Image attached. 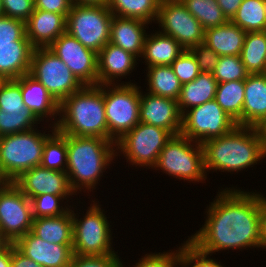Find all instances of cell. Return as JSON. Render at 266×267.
Masks as SVG:
<instances>
[{
	"mask_svg": "<svg viewBox=\"0 0 266 267\" xmlns=\"http://www.w3.org/2000/svg\"><path fill=\"white\" fill-rule=\"evenodd\" d=\"M76 5H104L107 6L108 0H72Z\"/></svg>",
	"mask_w": 266,
	"mask_h": 267,
	"instance_id": "52",
	"label": "cell"
},
{
	"mask_svg": "<svg viewBox=\"0 0 266 267\" xmlns=\"http://www.w3.org/2000/svg\"><path fill=\"white\" fill-rule=\"evenodd\" d=\"M197 60L200 73H212L216 68L219 55L204 42L190 49Z\"/></svg>",
	"mask_w": 266,
	"mask_h": 267,
	"instance_id": "44",
	"label": "cell"
},
{
	"mask_svg": "<svg viewBox=\"0 0 266 267\" xmlns=\"http://www.w3.org/2000/svg\"><path fill=\"white\" fill-rule=\"evenodd\" d=\"M108 9L113 16L137 18L148 23L157 21L160 2L158 0H108Z\"/></svg>",
	"mask_w": 266,
	"mask_h": 267,
	"instance_id": "33",
	"label": "cell"
},
{
	"mask_svg": "<svg viewBox=\"0 0 266 267\" xmlns=\"http://www.w3.org/2000/svg\"><path fill=\"white\" fill-rule=\"evenodd\" d=\"M35 115L24 105L21 77L0 80V133L15 134L34 129L38 123Z\"/></svg>",
	"mask_w": 266,
	"mask_h": 267,
	"instance_id": "15",
	"label": "cell"
},
{
	"mask_svg": "<svg viewBox=\"0 0 266 267\" xmlns=\"http://www.w3.org/2000/svg\"><path fill=\"white\" fill-rule=\"evenodd\" d=\"M0 267H11V243L0 251Z\"/></svg>",
	"mask_w": 266,
	"mask_h": 267,
	"instance_id": "50",
	"label": "cell"
},
{
	"mask_svg": "<svg viewBox=\"0 0 266 267\" xmlns=\"http://www.w3.org/2000/svg\"><path fill=\"white\" fill-rule=\"evenodd\" d=\"M209 253L201 251L189 239L181 245L180 267H224L215 259L209 258ZM193 264V265H192Z\"/></svg>",
	"mask_w": 266,
	"mask_h": 267,
	"instance_id": "39",
	"label": "cell"
},
{
	"mask_svg": "<svg viewBox=\"0 0 266 267\" xmlns=\"http://www.w3.org/2000/svg\"><path fill=\"white\" fill-rule=\"evenodd\" d=\"M148 24V22L137 18L113 16L110 24L109 43L121 47L140 58L147 36L145 26Z\"/></svg>",
	"mask_w": 266,
	"mask_h": 267,
	"instance_id": "23",
	"label": "cell"
},
{
	"mask_svg": "<svg viewBox=\"0 0 266 267\" xmlns=\"http://www.w3.org/2000/svg\"><path fill=\"white\" fill-rule=\"evenodd\" d=\"M244 93L242 126L255 127L266 117V73L249 74Z\"/></svg>",
	"mask_w": 266,
	"mask_h": 267,
	"instance_id": "24",
	"label": "cell"
},
{
	"mask_svg": "<svg viewBox=\"0 0 266 267\" xmlns=\"http://www.w3.org/2000/svg\"><path fill=\"white\" fill-rule=\"evenodd\" d=\"M170 251L169 253L146 254L133 267H179L181 264V247L176 251Z\"/></svg>",
	"mask_w": 266,
	"mask_h": 267,
	"instance_id": "42",
	"label": "cell"
},
{
	"mask_svg": "<svg viewBox=\"0 0 266 267\" xmlns=\"http://www.w3.org/2000/svg\"><path fill=\"white\" fill-rule=\"evenodd\" d=\"M69 267H124L119 255L80 256L75 255Z\"/></svg>",
	"mask_w": 266,
	"mask_h": 267,
	"instance_id": "43",
	"label": "cell"
},
{
	"mask_svg": "<svg viewBox=\"0 0 266 267\" xmlns=\"http://www.w3.org/2000/svg\"><path fill=\"white\" fill-rule=\"evenodd\" d=\"M237 126L215 99L187 110L182 115L181 135L202 144L224 136Z\"/></svg>",
	"mask_w": 266,
	"mask_h": 267,
	"instance_id": "12",
	"label": "cell"
},
{
	"mask_svg": "<svg viewBox=\"0 0 266 267\" xmlns=\"http://www.w3.org/2000/svg\"><path fill=\"white\" fill-rule=\"evenodd\" d=\"M228 20L236 14L243 0H216Z\"/></svg>",
	"mask_w": 266,
	"mask_h": 267,
	"instance_id": "48",
	"label": "cell"
},
{
	"mask_svg": "<svg viewBox=\"0 0 266 267\" xmlns=\"http://www.w3.org/2000/svg\"><path fill=\"white\" fill-rule=\"evenodd\" d=\"M255 129L258 133L262 147L266 153V117L255 126Z\"/></svg>",
	"mask_w": 266,
	"mask_h": 267,
	"instance_id": "51",
	"label": "cell"
},
{
	"mask_svg": "<svg viewBox=\"0 0 266 267\" xmlns=\"http://www.w3.org/2000/svg\"><path fill=\"white\" fill-rule=\"evenodd\" d=\"M29 74L60 104L84 85L49 48H34Z\"/></svg>",
	"mask_w": 266,
	"mask_h": 267,
	"instance_id": "11",
	"label": "cell"
},
{
	"mask_svg": "<svg viewBox=\"0 0 266 267\" xmlns=\"http://www.w3.org/2000/svg\"><path fill=\"white\" fill-rule=\"evenodd\" d=\"M247 32L266 30V0H243L230 20Z\"/></svg>",
	"mask_w": 266,
	"mask_h": 267,
	"instance_id": "34",
	"label": "cell"
},
{
	"mask_svg": "<svg viewBox=\"0 0 266 267\" xmlns=\"http://www.w3.org/2000/svg\"><path fill=\"white\" fill-rule=\"evenodd\" d=\"M207 207L205 224L188 239L201 251L259 248L261 193L225 188Z\"/></svg>",
	"mask_w": 266,
	"mask_h": 267,
	"instance_id": "1",
	"label": "cell"
},
{
	"mask_svg": "<svg viewBox=\"0 0 266 267\" xmlns=\"http://www.w3.org/2000/svg\"><path fill=\"white\" fill-rule=\"evenodd\" d=\"M125 83L103 85L108 140L115 143L140 122V87Z\"/></svg>",
	"mask_w": 266,
	"mask_h": 267,
	"instance_id": "6",
	"label": "cell"
},
{
	"mask_svg": "<svg viewBox=\"0 0 266 267\" xmlns=\"http://www.w3.org/2000/svg\"><path fill=\"white\" fill-rule=\"evenodd\" d=\"M13 184L30 200L46 193L58 196L76 194L66 172L47 169L41 165L25 171L13 181Z\"/></svg>",
	"mask_w": 266,
	"mask_h": 267,
	"instance_id": "17",
	"label": "cell"
},
{
	"mask_svg": "<svg viewBox=\"0 0 266 267\" xmlns=\"http://www.w3.org/2000/svg\"><path fill=\"white\" fill-rule=\"evenodd\" d=\"M218 82L212 73H200L193 81L182 85L177 100L180 113L215 99Z\"/></svg>",
	"mask_w": 266,
	"mask_h": 267,
	"instance_id": "29",
	"label": "cell"
},
{
	"mask_svg": "<svg viewBox=\"0 0 266 267\" xmlns=\"http://www.w3.org/2000/svg\"><path fill=\"white\" fill-rule=\"evenodd\" d=\"M240 58L249 74L266 73V30L246 33Z\"/></svg>",
	"mask_w": 266,
	"mask_h": 267,
	"instance_id": "30",
	"label": "cell"
},
{
	"mask_svg": "<svg viewBox=\"0 0 266 267\" xmlns=\"http://www.w3.org/2000/svg\"><path fill=\"white\" fill-rule=\"evenodd\" d=\"M153 168L189 182L201 183L207 177L202 145L181 134L172 136L166 143Z\"/></svg>",
	"mask_w": 266,
	"mask_h": 267,
	"instance_id": "7",
	"label": "cell"
},
{
	"mask_svg": "<svg viewBox=\"0 0 266 267\" xmlns=\"http://www.w3.org/2000/svg\"><path fill=\"white\" fill-rule=\"evenodd\" d=\"M259 236L261 247L266 248V197L261 194V212L259 218Z\"/></svg>",
	"mask_w": 266,
	"mask_h": 267,
	"instance_id": "49",
	"label": "cell"
},
{
	"mask_svg": "<svg viewBox=\"0 0 266 267\" xmlns=\"http://www.w3.org/2000/svg\"><path fill=\"white\" fill-rule=\"evenodd\" d=\"M139 120L168 130L173 136L181 133L182 114L177 100L140 93Z\"/></svg>",
	"mask_w": 266,
	"mask_h": 267,
	"instance_id": "18",
	"label": "cell"
},
{
	"mask_svg": "<svg viewBox=\"0 0 266 267\" xmlns=\"http://www.w3.org/2000/svg\"><path fill=\"white\" fill-rule=\"evenodd\" d=\"M21 92L24 105L41 122L44 118H50L53 125L58 123L59 103L48 92V90L29 73L21 77ZM54 117V118H53Z\"/></svg>",
	"mask_w": 266,
	"mask_h": 267,
	"instance_id": "22",
	"label": "cell"
},
{
	"mask_svg": "<svg viewBox=\"0 0 266 267\" xmlns=\"http://www.w3.org/2000/svg\"><path fill=\"white\" fill-rule=\"evenodd\" d=\"M246 32L230 20L224 25L205 30L204 43L219 56L240 55Z\"/></svg>",
	"mask_w": 266,
	"mask_h": 267,
	"instance_id": "26",
	"label": "cell"
},
{
	"mask_svg": "<svg viewBox=\"0 0 266 267\" xmlns=\"http://www.w3.org/2000/svg\"><path fill=\"white\" fill-rule=\"evenodd\" d=\"M171 66L182 85L193 81L200 74L197 60L190 50H184Z\"/></svg>",
	"mask_w": 266,
	"mask_h": 267,
	"instance_id": "41",
	"label": "cell"
},
{
	"mask_svg": "<svg viewBox=\"0 0 266 267\" xmlns=\"http://www.w3.org/2000/svg\"><path fill=\"white\" fill-rule=\"evenodd\" d=\"M31 232L55 244H73L72 209L55 217L33 218Z\"/></svg>",
	"mask_w": 266,
	"mask_h": 267,
	"instance_id": "28",
	"label": "cell"
},
{
	"mask_svg": "<svg viewBox=\"0 0 266 267\" xmlns=\"http://www.w3.org/2000/svg\"><path fill=\"white\" fill-rule=\"evenodd\" d=\"M50 127L52 134L45 141L40 165L47 169L66 172L68 159L66 134L57 131L53 125Z\"/></svg>",
	"mask_w": 266,
	"mask_h": 267,
	"instance_id": "35",
	"label": "cell"
},
{
	"mask_svg": "<svg viewBox=\"0 0 266 267\" xmlns=\"http://www.w3.org/2000/svg\"><path fill=\"white\" fill-rule=\"evenodd\" d=\"M244 88L245 80L218 83L215 94L217 104L240 126H242V108L245 98Z\"/></svg>",
	"mask_w": 266,
	"mask_h": 267,
	"instance_id": "32",
	"label": "cell"
},
{
	"mask_svg": "<svg viewBox=\"0 0 266 267\" xmlns=\"http://www.w3.org/2000/svg\"><path fill=\"white\" fill-rule=\"evenodd\" d=\"M14 245L27 258L44 267H69L74 256L73 244L50 243L31 231L19 238Z\"/></svg>",
	"mask_w": 266,
	"mask_h": 267,
	"instance_id": "19",
	"label": "cell"
},
{
	"mask_svg": "<svg viewBox=\"0 0 266 267\" xmlns=\"http://www.w3.org/2000/svg\"><path fill=\"white\" fill-rule=\"evenodd\" d=\"M70 196H58L53 194H42L31 199L33 218L55 217L65 214L71 206L62 207L60 203ZM63 199V200H62Z\"/></svg>",
	"mask_w": 266,
	"mask_h": 267,
	"instance_id": "38",
	"label": "cell"
},
{
	"mask_svg": "<svg viewBox=\"0 0 266 267\" xmlns=\"http://www.w3.org/2000/svg\"><path fill=\"white\" fill-rule=\"evenodd\" d=\"M66 145V174L72 189L81 192L85 188L91 192L115 159V142L100 137L66 135Z\"/></svg>",
	"mask_w": 266,
	"mask_h": 267,
	"instance_id": "4",
	"label": "cell"
},
{
	"mask_svg": "<svg viewBox=\"0 0 266 267\" xmlns=\"http://www.w3.org/2000/svg\"><path fill=\"white\" fill-rule=\"evenodd\" d=\"M201 145L206 173L209 170L240 172L266 157L255 127L250 126L237 125L224 136Z\"/></svg>",
	"mask_w": 266,
	"mask_h": 267,
	"instance_id": "2",
	"label": "cell"
},
{
	"mask_svg": "<svg viewBox=\"0 0 266 267\" xmlns=\"http://www.w3.org/2000/svg\"><path fill=\"white\" fill-rule=\"evenodd\" d=\"M112 18L108 6L73 4L67 15L66 32L98 54L110 41Z\"/></svg>",
	"mask_w": 266,
	"mask_h": 267,
	"instance_id": "9",
	"label": "cell"
},
{
	"mask_svg": "<svg viewBox=\"0 0 266 267\" xmlns=\"http://www.w3.org/2000/svg\"><path fill=\"white\" fill-rule=\"evenodd\" d=\"M212 75L218 83H224L234 80H245L249 73L246 71L240 55H232L220 56Z\"/></svg>",
	"mask_w": 266,
	"mask_h": 267,
	"instance_id": "37",
	"label": "cell"
},
{
	"mask_svg": "<svg viewBox=\"0 0 266 267\" xmlns=\"http://www.w3.org/2000/svg\"><path fill=\"white\" fill-rule=\"evenodd\" d=\"M181 2L200 22L204 30L224 25L229 21L216 0H181Z\"/></svg>",
	"mask_w": 266,
	"mask_h": 267,
	"instance_id": "36",
	"label": "cell"
},
{
	"mask_svg": "<svg viewBox=\"0 0 266 267\" xmlns=\"http://www.w3.org/2000/svg\"><path fill=\"white\" fill-rule=\"evenodd\" d=\"M4 16L3 8H2V0H0V17Z\"/></svg>",
	"mask_w": 266,
	"mask_h": 267,
	"instance_id": "54",
	"label": "cell"
},
{
	"mask_svg": "<svg viewBox=\"0 0 266 267\" xmlns=\"http://www.w3.org/2000/svg\"><path fill=\"white\" fill-rule=\"evenodd\" d=\"M72 0H37L35 2V9L68 14L72 8Z\"/></svg>",
	"mask_w": 266,
	"mask_h": 267,
	"instance_id": "46",
	"label": "cell"
},
{
	"mask_svg": "<svg viewBox=\"0 0 266 267\" xmlns=\"http://www.w3.org/2000/svg\"><path fill=\"white\" fill-rule=\"evenodd\" d=\"M83 85H98V54L83 46L67 32L61 34L49 47Z\"/></svg>",
	"mask_w": 266,
	"mask_h": 267,
	"instance_id": "16",
	"label": "cell"
},
{
	"mask_svg": "<svg viewBox=\"0 0 266 267\" xmlns=\"http://www.w3.org/2000/svg\"><path fill=\"white\" fill-rule=\"evenodd\" d=\"M33 51L30 41L0 46V80L18 79L28 74Z\"/></svg>",
	"mask_w": 266,
	"mask_h": 267,
	"instance_id": "25",
	"label": "cell"
},
{
	"mask_svg": "<svg viewBox=\"0 0 266 267\" xmlns=\"http://www.w3.org/2000/svg\"><path fill=\"white\" fill-rule=\"evenodd\" d=\"M86 214L80 218L72 210L73 252L80 256L117 255L113 250L111 225L99 203L92 201ZM78 217V218H77Z\"/></svg>",
	"mask_w": 266,
	"mask_h": 267,
	"instance_id": "8",
	"label": "cell"
},
{
	"mask_svg": "<svg viewBox=\"0 0 266 267\" xmlns=\"http://www.w3.org/2000/svg\"><path fill=\"white\" fill-rule=\"evenodd\" d=\"M148 93L178 100L182 84L171 65L147 67Z\"/></svg>",
	"mask_w": 266,
	"mask_h": 267,
	"instance_id": "31",
	"label": "cell"
},
{
	"mask_svg": "<svg viewBox=\"0 0 266 267\" xmlns=\"http://www.w3.org/2000/svg\"><path fill=\"white\" fill-rule=\"evenodd\" d=\"M33 222L31 200L13 182L0 184V233L15 243L31 231Z\"/></svg>",
	"mask_w": 266,
	"mask_h": 267,
	"instance_id": "13",
	"label": "cell"
},
{
	"mask_svg": "<svg viewBox=\"0 0 266 267\" xmlns=\"http://www.w3.org/2000/svg\"><path fill=\"white\" fill-rule=\"evenodd\" d=\"M4 16L26 22L35 9L33 0H2Z\"/></svg>",
	"mask_w": 266,
	"mask_h": 267,
	"instance_id": "45",
	"label": "cell"
},
{
	"mask_svg": "<svg viewBox=\"0 0 266 267\" xmlns=\"http://www.w3.org/2000/svg\"><path fill=\"white\" fill-rule=\"evenodd\" d=\"M160 3L162 2H176V1H181V0H158Z\"/></svg>",
	"mask_w": 266,
	"mask_h": 267,
	"instance_id": "55",
	"label": "cell"
},
{
	"mask_svg": "<svg viewBox=\"0 0 266 267\" xmlns=\"http://www.w3.org/2000/svg\"><path fill=\"white\" fill-rule=\"evenodd\" d=\"M8 244L9 242L0 233V251L4 249Z\"/></svg>",
	"mask_w": 266,
	"mask_h": 267,
	"instance_id": "53",
	"label": "cell"
},
{
	"mask_svg": "<svg viewBox=\"0 0 266 267\" xmlns=\"http://www.w3.org/2000/svg\"><path fill=\"white\" fill-rule=\"evenodd\" d=\"M11 267H44L35 261L27 258L11 243Z\"/></svg>",
	"mask_w": 266,
	"mask_h": 267,
	"instance_id": "47",
	"label": "cell"
},
{
	"mask_svg": "<svg viewBox=\"0 0 266 267\" xmlns=\"http://www.w3.org/2000/svg\"><path fill=\"white\" fill-rule=\"evenodd\" d=\"M35 129L3 135L0 142V179L13 182L25 171L39 166L43 148L50 136Z\"/></svg>",
	"mask_w": 266,
	"mask_h": 267,
	"instance_id": "5",
	"label": "cell"
},
{
	"mask_svg": "<svg viewBox=\"0 0 266 267\" xmlns=\"http://www.w3.org/2000/svg\"><path fill=\"white\" fill-rule=\"evenodd\" d=\"M55 126L62 134L108 139L103 85H84L59 104Z\"/></svg>",
	"mask_w": 266,
	"mask_h": 267,
	"instance_id": "3",
	"label": "cell"
},
{
	"mask_svg": "<svg viewBox=\"0 0 266 267\" xmlns=\"http://www.w3.org/2000/svg\"><path fill=\"white\" fill-rule=\"evenodd\" d=\"M68 14L34 9L26 23V36L34 48H48L66 32Z\"/></svg>",
	"mask_w": 266,
	"mask_h": 267,
	"instance_id": "20",
	"label": "cell"
},
{
	"mask_svg": "<svg viewBox=\"0 0 266 267\" xmlns=\"http://www.w3.org/2000/svg\"><path fill=\"white\" fill-rule=\"evenodd\" d=\"M157 23L161 33L173 37L185 50L204 42V28L181 1L160 3Z\"/></svg>",
	"mask_w": 266,
	"mask_h": 267,
	"instance_id": "14",
	"label": "cell"
},
{
	"mask_svg": "<svg viewBox=\"0 0 266 267\" xmlns=\"http://www.w3.org/2000/svg\"><path fill=\"white\" fill-rule=\"evenodd\" d=\"M185 49L171 36L160 31L146 36L141 58L145 65H171Z\"/></svg>",
	"mask_w": 266,
	"mask_h": 267,
	"instance_id": "27",
	"label": "cell"
},
{
	"mask_svg": "<svg viewBox=\"0 0 266 267\" xmlns=\"http://www.w3.org/2000/svg\"><path fill=\"white\" fill-rule=\"evenodd\" d=\"M15 41H30L26 36V23L16 18L0 17V46L15 45Z\"/></svg>",
	"mask_w": 266,
	"mask_h": 267,
	"instance_id": "40",
	"label": "cell"
},
{
	"mask_svg": "<svg viewBox=\"0 0 266 267\" xmlns=\"http://www.w3.org/2000/svg\"><path fill=\"white\" fill-rule=\"evenodd\" d=\"M172 134L163 128L139 122L133 129L124 134L115 143L116 157L124 154L127 162L137 167H153L159 154ZM117 150L119 152H117Z\"/></svg>",
	"mask_w": 266,
	"mask_h": 267,
	"instance_id": "10",
	"label": "cell"
},
{
	"mask_svg": "<svg viewBox=\"0 0 266 267\" xmlns=\"http://www.w3.org/2000/svg\"><path fill=\"white\" fill-rule=\"evenodd\" d=\"M139 60L121 47L107 43L98 53V85L116 84L115 79L128 76Z\"/></svg>",
	"mask_w": 266,
	"mask_h": 267,
	"instance_id": "21",
	"label": "cell"
}]
</instances>
